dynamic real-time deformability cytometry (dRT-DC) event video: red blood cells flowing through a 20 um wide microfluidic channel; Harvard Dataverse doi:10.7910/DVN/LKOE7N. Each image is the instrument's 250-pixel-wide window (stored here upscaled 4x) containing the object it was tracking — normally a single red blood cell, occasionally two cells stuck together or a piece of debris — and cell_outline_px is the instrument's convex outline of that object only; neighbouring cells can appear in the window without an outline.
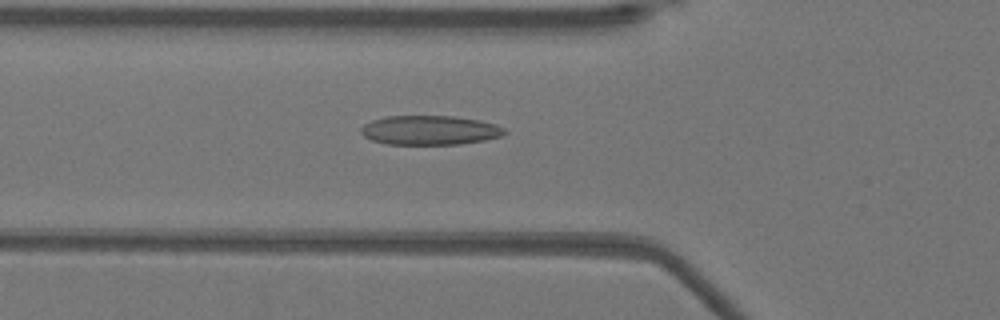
{"species": "Egyptian fruit bat (a non-hibernating species)", "species_latin": "Rousettus aegyptiacus", "temperature_condition": "warm", "stored_images_in_passage": 33, "camera_frame_rate_fps": 3000, "um_per_image_px": 0.085, "animal": {"sex": "female"}, "frame": {"image": 1, "passage_image": 2, "time_ms": 0.333, "image_size_px": [1000, 320], "cell_outline_px": [[508, 132], [500, 136], [484, 140], [460, 144], [388, 144], [372, 140], [364, 136], [360, 132], [360, 128], [364, 124], [372, 120], [388, 116], [456, 116], [480, 120], [496, 124], [504, 128]], "centroid_in_image_um": [36.54, 11.06], "position_along_channel_um": 89.3, "area_um2": 24.57}}
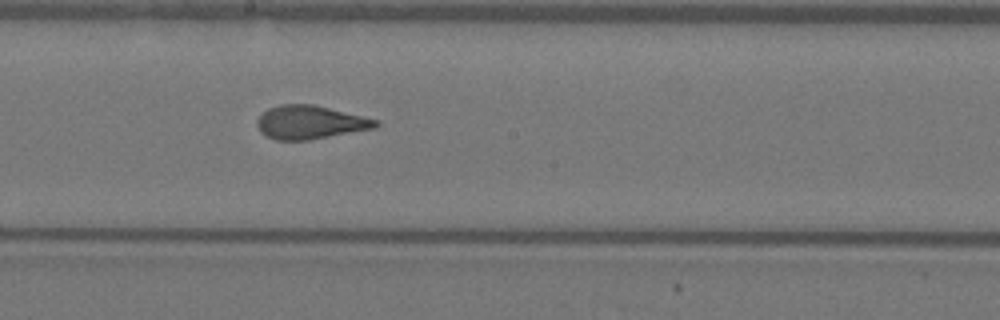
{"frame": {"image": 2, "passage_image": 12, "time_ms": 3.667, "image_size_px": [1000, 320], "cell_outline_px": [[380, 124], [376, 128], [308, 140], [276, 140], [260, 132], [256, 124], [256, 120], [268, 108], [280, 104], [312, 104], [380, 120]], "centroid_in_image_um": [26.37, 10.39], "position_along_channel_um": 221.8, "area_um2": 23.12}}
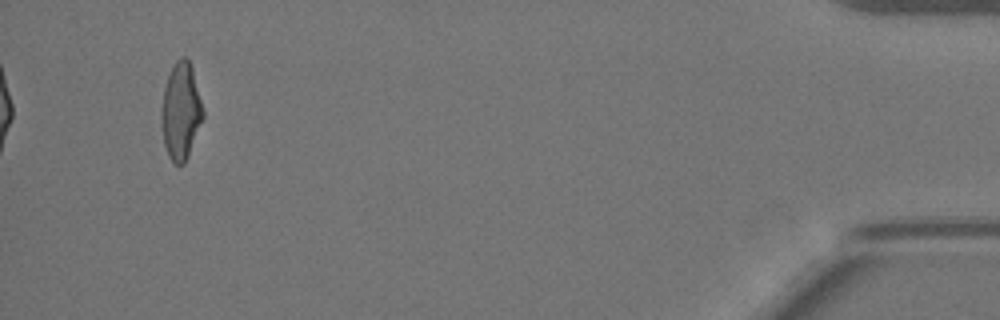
{"frame": {"image": 3, "passage_image": 33, "time_ms": 10.667, "image_size_px": [1000, 320], "cell_outline_px": [[204, 116], [188, 156], [184, 164], [176, 164], [168, 156], [164, 144], [160, 116], [160, 112], [164, 88], [168, 76], [176, 60], [180, 56], [188, 56], [192, 68], [204, 112]], "centroid_in_image_um": [15.36, 9.43], "position_along_channel_um": 419.8, "area_um2": 23.47}}